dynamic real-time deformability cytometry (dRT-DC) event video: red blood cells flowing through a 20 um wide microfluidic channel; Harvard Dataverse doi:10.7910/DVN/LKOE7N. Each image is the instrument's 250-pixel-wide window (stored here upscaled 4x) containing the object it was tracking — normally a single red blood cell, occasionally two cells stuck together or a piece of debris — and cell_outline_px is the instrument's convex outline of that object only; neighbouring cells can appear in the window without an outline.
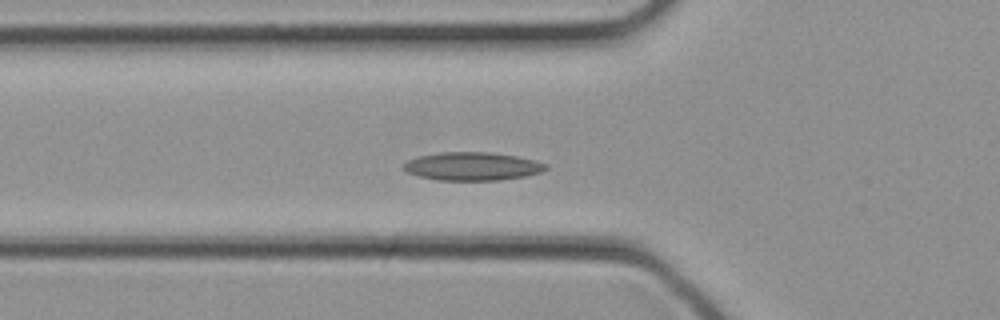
{"species": "common noctule bat (a hibernating species)", "species_latin": "Nyctalus noctula", "temperature_condition": "cold", "stored_images_in_passage": 33, "camera_frame_rate_fps": 3000, "um_per_image_px": 0.085, "animal": {"sex": "female", "body_mass_g": 21.9}, "frame": {"image": 1, "passage_image": 11, "time_ms": 3.333, "image_size_px": [1000, 320], "cell_outline_px": [[548, 168], [544, 172], [524, 176], [500, 180], [436, 180], [420, 176], [408, 172], [400, 168], [408, 160], [416, 156], [440, 152], [492, 152], [516, 156], [536, 160], [548, 164]], "centroid_in_image_um": [40.17, 14.13], "position_along_channel_um": 85.6, "area_um2": 23.64}}
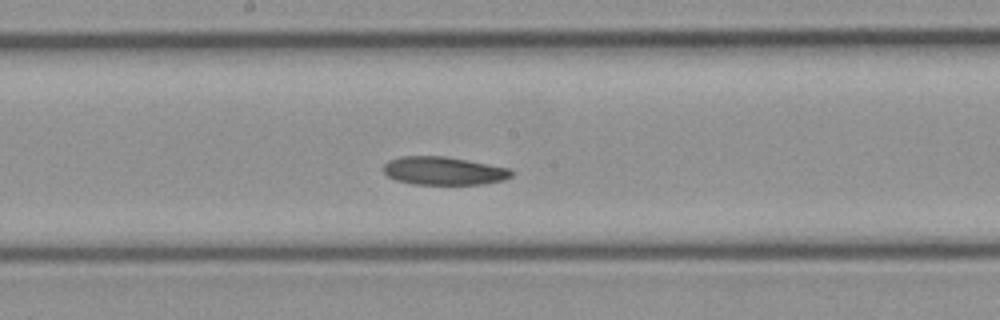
{"frame": {"image": 2, "passage_image": 17, "time_ms": 5.333, "image_size_px": [1000, 320], "cell_outline_px": [[512, 176], [504, 180], [484, 184], [412, 184], [396, 180], [388, 176], [384, 172], [384, 164], [388, 160], [400, 156], [444, 156], [488, 164], [508, 168], [512, 172]], "centroid_in_image_um": [37.69, 14.52], "position_along_channel_um": 210.5, "area_um2": 20.92}}
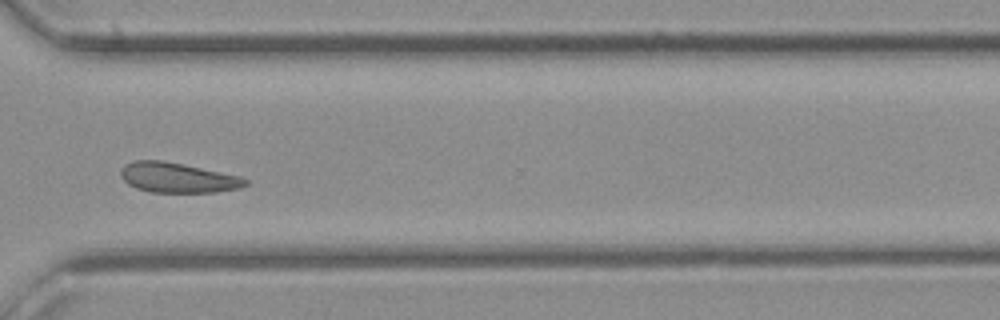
{"frame": {"image": 3, "passage_image": 24, "time_ms": 7.667, "image_size_px": [1000, 320], "cell_outline_px": [[248, 184], [240, 188], [212, 192], [152, 192], [136, 188], [128, 184], [120, 176], [120, 168], [124, 164], [136, 160], [160, 160], [240, 176], [248, 180]], "centroid_in_image_um": [15.06, 15.1], "position_along_channel_um": 355.5, "area_um2": 21.56}}